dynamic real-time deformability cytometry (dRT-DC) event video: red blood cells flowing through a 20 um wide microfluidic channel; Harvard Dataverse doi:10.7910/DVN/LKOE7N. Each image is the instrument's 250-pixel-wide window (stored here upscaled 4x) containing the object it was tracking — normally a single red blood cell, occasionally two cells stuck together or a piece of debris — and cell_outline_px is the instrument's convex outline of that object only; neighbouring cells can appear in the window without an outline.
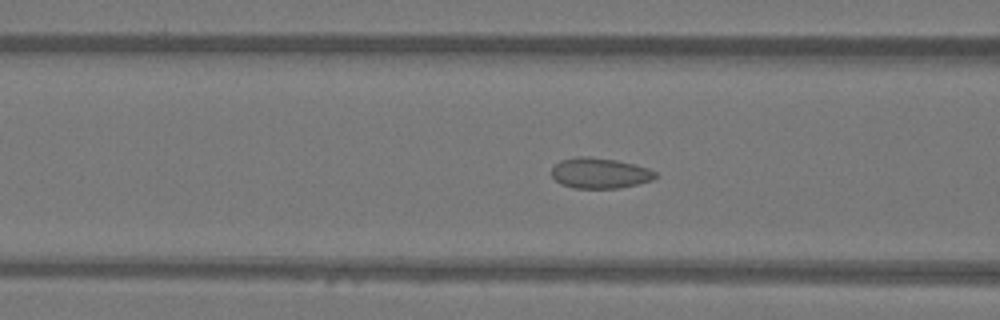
{"species": "Egyptian fruit bat (a non-hibernating species)", "species_latin": "Rousettus aegyptiacus", "temperature_condition": "warm", "stored_images_in_passage": 42, "camera_frame_rate_fps": 3000, "um_per_image_px": 0.085, "animal": {"sex": "female"}, "frame": {"image": 1, "passage_image": 12, "time_ms": 3.667, "image_size_px": [1000, 320], "cell_outline_px": [[656, 176], [652, 180], [620, 188], [572, 188], [560, 184], [552, 176], [552, 168], [560, 160], [576, 156], [588, 156], [616, 160], [648, 168], [656, 172]], "centroid_in_image_um": [50.95, 14.71], "position_along_channel_um": 115.7, "area_um2": 18.44}}
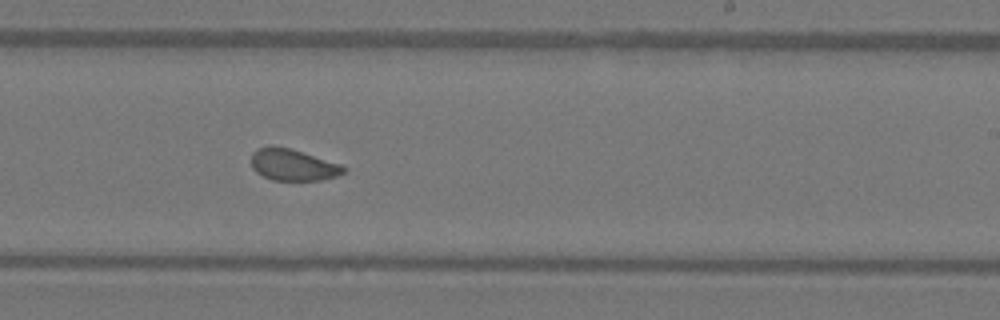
{"frame": {"image": 2, "passage_image": 23, "time_ms": 7.333, "image_size_px": [1000, 320], "cell_outline_px": [[348, 168], [344, 172], [336, 176], [320, 180], [272, 180], [256, 172], [252, 168], [252, 152], [256, 148], [272, 144], [276, 144], [292, 148], [340, 164]], "centroid_in_image_um": [24.87, 13.98], "position_along_channel_um": 264.1, "area_um2": 17.28}}
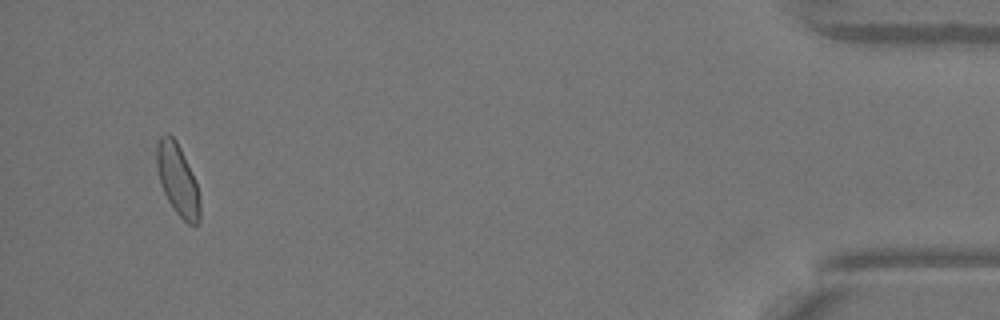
{"frame": {"image": 3, "passage_image": 40, "time_ms": 13.0, "image_size_px": [1000, 320], "cell_outline_px": [[200, 220], [196, 224], [188, 224], [176, 212], [168, 200], [160, 184], [156, 164], [156, 148], [160, 136], [168, 132], [176, 140], [196, 180], [200, 204]], "centroid_in_image_um": [15.09, 15.26], "position_along_channel_um": 420.1, "area_um2": 17.92}, "authors_computed_cell_mechanics": {"area_um2": 17.8024, "velocity_mm_per_s": 4.0615, "shape_relaxation_time_tau1_ms": null, "shape_relaxation_time_tau2_ms": 0.6314, "deformation_change_tau1": null, "deformation_change_tau2": 0.0638}}